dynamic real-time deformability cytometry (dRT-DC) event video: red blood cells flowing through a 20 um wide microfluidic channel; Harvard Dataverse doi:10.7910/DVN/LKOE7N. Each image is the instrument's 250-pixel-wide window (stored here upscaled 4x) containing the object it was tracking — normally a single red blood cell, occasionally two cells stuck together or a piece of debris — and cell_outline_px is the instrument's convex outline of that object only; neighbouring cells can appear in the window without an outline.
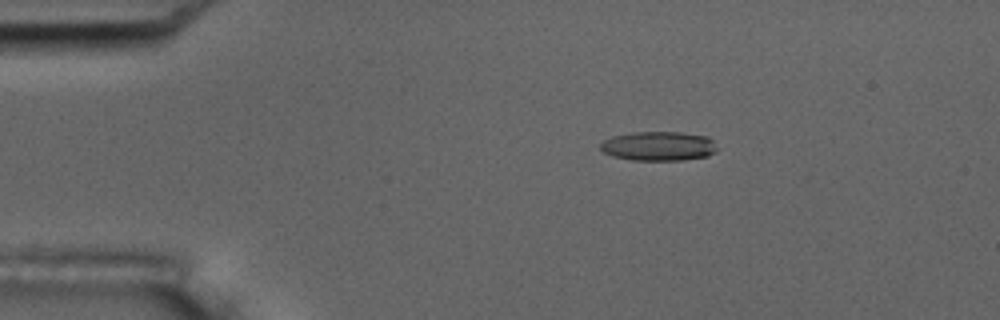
{"species": "common noctule bat (a hibernating species)", "species_latin": "Nyctalus noctula", "temperature_condition": "room temperature", "stored_images_in_passage": 6, "camera_frame_rate_fps": 3000, "um_per_image_px": 0.085, "animal": {"sex": "male", "body_mass_g": 17.5, "forearm_length_mm": 52.3}, "frame": {"image": 1, "passage_image": 3, "time_ms": 0.667, "image_size_px": [1000, 320], "cell_outline_px": [[716, 152], [708, 156], [684, 160], [632, 160], [612, 156], [604, 152], [600, 148], [600, 144], [604, 140], [612, 136], [632, 132], [680, 132], [708, 136], [712, 140], [716, 148]], "centroid_in_image_um": [55.98, 12.42], "position_along_channel_um": 29.0, "area_um2": 20.0}}